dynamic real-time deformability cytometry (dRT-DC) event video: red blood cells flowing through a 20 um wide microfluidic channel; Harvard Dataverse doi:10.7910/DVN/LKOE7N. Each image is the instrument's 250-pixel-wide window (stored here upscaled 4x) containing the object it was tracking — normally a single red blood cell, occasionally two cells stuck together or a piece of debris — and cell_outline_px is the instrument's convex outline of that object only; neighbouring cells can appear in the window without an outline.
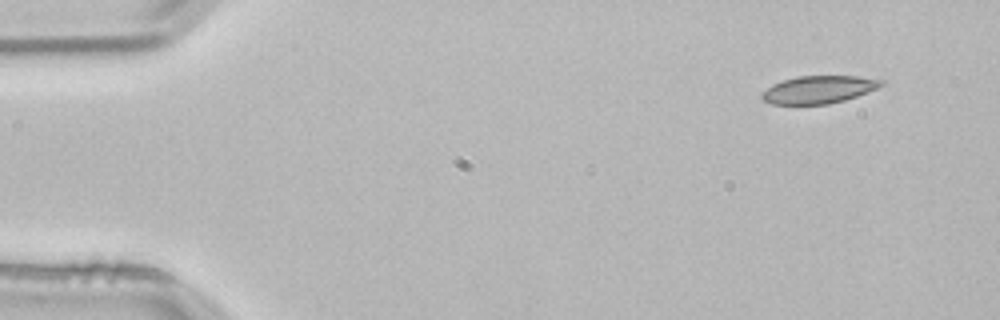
{"species": "common noctule bat (a hibernating species)", "species_latin": "Nyctalus noctula", "temperature_condition": "room temperature", "stored_images_in_passage": 3, "camera_frame_rate_fps": 3000, "um_per_image_px": 0.085, "animal": {"sex": "male", "body_mass_g": 21.5, "forearm_length_mm": 52.0}, "frame": {"image": 1, "passage_image": 1, "time_ms": 0.0, "image_size_px": [1000, 320], "cell_outline_px": [[884, 84], [868, 92], [844, 100], [828, 104], [772, 104], [764, 100], [760, 96], [772, 84], [796, 76], [856, 76], [884, 80]], "centroid_in_image_um": [69.6, 7.61], "position_along_channel_um": 15.4, "area_um2": 19.02}}
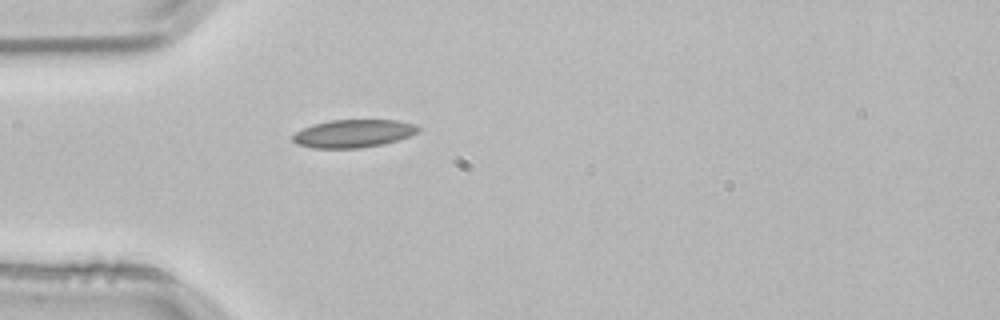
{"frame": {"image": 2, "passage_image": 3, "time_ms": 0.667, "image_size_px": [1000, 320], "cell_outline_px": [[420, 132], [396, 140], [380, 144], [360, 148], [312, 148], [296, 144], [292, 140], [292, 136], [296, 132], [304, 128], [328, 120], [396, 120], [416, 124], [420, 128]], "centroid_in_image_um": [30.04, 11.34], "position_along_channel_um": 55.0, "area_um2": 20.29}}